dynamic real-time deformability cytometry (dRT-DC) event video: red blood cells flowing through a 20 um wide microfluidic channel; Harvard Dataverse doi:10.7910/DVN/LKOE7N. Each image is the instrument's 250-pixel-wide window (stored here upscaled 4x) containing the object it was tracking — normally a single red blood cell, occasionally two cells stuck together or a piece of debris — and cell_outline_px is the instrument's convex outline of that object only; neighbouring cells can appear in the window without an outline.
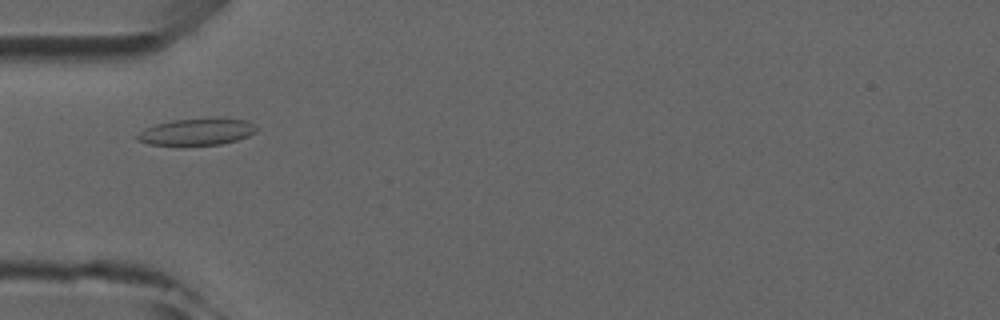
{"species": "common noctule bat (a hibernating species)", "species_latin": "Nyctalus noctula", "temperature_condition": "room temperature", "stored_images_in_passage": 5, "camera_frame_rate_fps": 3000, "um_per_image_px": 0.085, "animal": {"sex": "male", "forearm_length_mm": 52.5}, "frame": {"image": 1, "passage_image": 4, "time_ms": 3.667, "image_size_px": [1000, 320], "cell_outline_px": [[256, 132], [248, 136], [236, 140], [220, 144], [148, 144], [136, 140], [136, 136], [144, 128], [156, 124], [172, 120], [224, 116], [248, 120], [256, 128]], "centroid_in_image_um": [16.77, 11.15], "position_along_channel_um": 68.2, "area_um2": 18.73}}
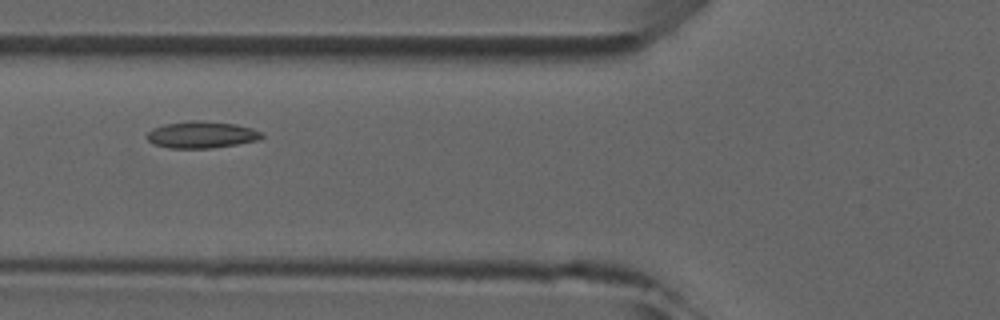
{"frame": {"image": 2, "passage_image": 5, "time_ms": 4.667, "image_size_px": [1000, 320], "cell_outline_px": [[264, 136], [260, 140], [212, 148], [168, 148], [152, 144], [144, 136], [152, 128], [164, 124], [188, 120], [200, 120], [236, 124], [252, 128], [260, 132]], "centroid_in_image_um": [17.09, 11.45], "position_along_channel_um": 108.7, "area_um2": 18.15}}